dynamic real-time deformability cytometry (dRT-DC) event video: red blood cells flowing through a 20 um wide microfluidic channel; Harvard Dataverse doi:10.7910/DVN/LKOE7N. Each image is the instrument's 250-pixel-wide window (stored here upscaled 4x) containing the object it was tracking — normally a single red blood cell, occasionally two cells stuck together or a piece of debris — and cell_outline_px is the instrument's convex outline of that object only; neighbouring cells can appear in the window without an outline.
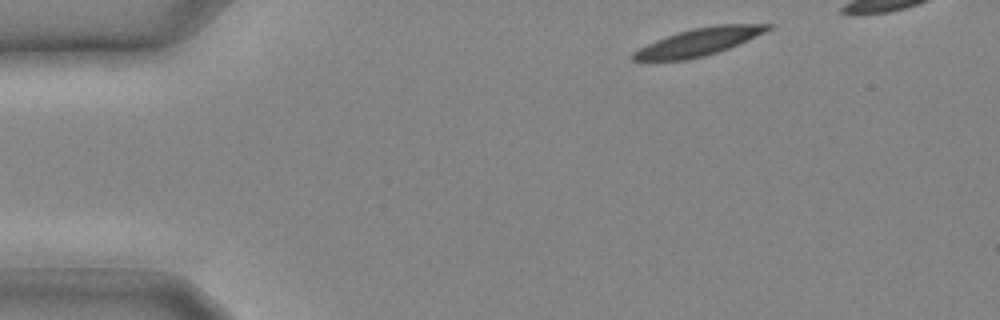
{"species": "common noctule bat (a hibernating species)", "species_latin": "Nyctalus noctula", "temperature_condition": "cold", "stored_images_in_passage": 7, "camera_frame_rate_fps": 3000, "um_per_image_px": 0.085, "animal": {"sex": "male", "body_mass_g": 20.4}, "frame": {"image": 1, "passage_image": 1, "time_ms": 0.0, "image_size_px": [1000, 320], "cell_outline_px": [[776, 24], [772, 28], [740, 44], [704, 56], [688, 60], [632, 60], [628, 56], [632, 52], [656, 40], [692, 28], [716, 24]], "centroid_in_image_um": [59.41, 3.56], "position_along_channel_um": 25.6, "area_um2": 21.44}}
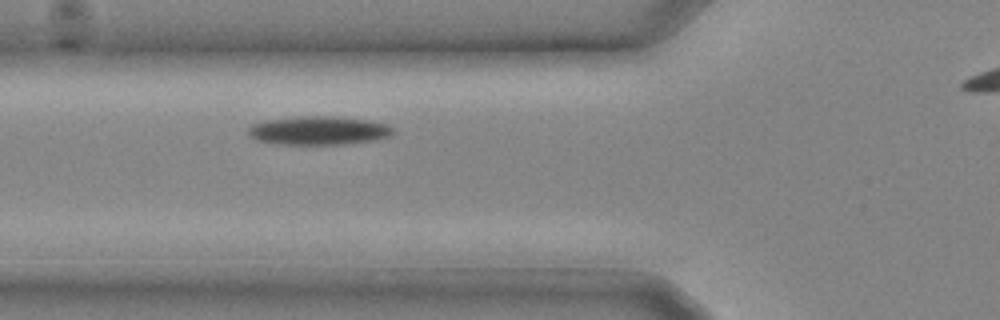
{"frame": {"image": 2, "passage_image": 7, "time_ms": 2.0, "image_size_px": [1000, 320], "cell_outline_px": [[392, 136], [372, 140], [344, 144], [276, 144], [256, 140], [248, 136], [248, 128], [252, 124], [268, 120], [300, 116], [332, 116], [368, 120], [384, 124], [392, 128]], "centroid_in_image_um": [27.03, 11.1], "position_along_channel_um": 98.8, "area_um2": 23.99}}